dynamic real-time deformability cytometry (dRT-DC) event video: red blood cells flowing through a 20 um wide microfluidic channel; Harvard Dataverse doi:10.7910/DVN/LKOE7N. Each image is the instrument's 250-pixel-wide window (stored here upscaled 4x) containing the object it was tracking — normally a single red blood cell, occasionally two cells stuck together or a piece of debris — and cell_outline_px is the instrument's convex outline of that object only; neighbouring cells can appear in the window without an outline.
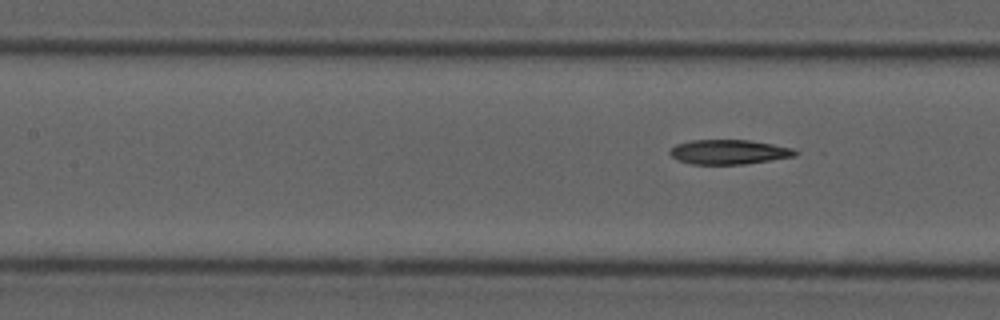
{"species": "common noctule bat (a hibernating species)", "species_latin": "Nyctalus noctula", "temperature_condition": "cold", "stored_images_in_passage": 7, "camera_frame_rate_fps": 3000, "um_per_image_px": 0.085, "animal": {"sex": "male", "forearm_length_mm": 52.5}, "frame": {"image": 1, "passage_image": 7, "time_ms": 7.667, "image_size_px": [1000, 320], "cell_outline_px": [[800, 152], [796, 156], [744, 164], [692, 164], [676, 160], [668, 152], [676, 144], [692, 140], [748, 140], [772, 144], [792, 148]], "centroid_in_image_um": [61.95, 12.92], "position_along_channel_um": 145.4, "area_um2": 17.92}}